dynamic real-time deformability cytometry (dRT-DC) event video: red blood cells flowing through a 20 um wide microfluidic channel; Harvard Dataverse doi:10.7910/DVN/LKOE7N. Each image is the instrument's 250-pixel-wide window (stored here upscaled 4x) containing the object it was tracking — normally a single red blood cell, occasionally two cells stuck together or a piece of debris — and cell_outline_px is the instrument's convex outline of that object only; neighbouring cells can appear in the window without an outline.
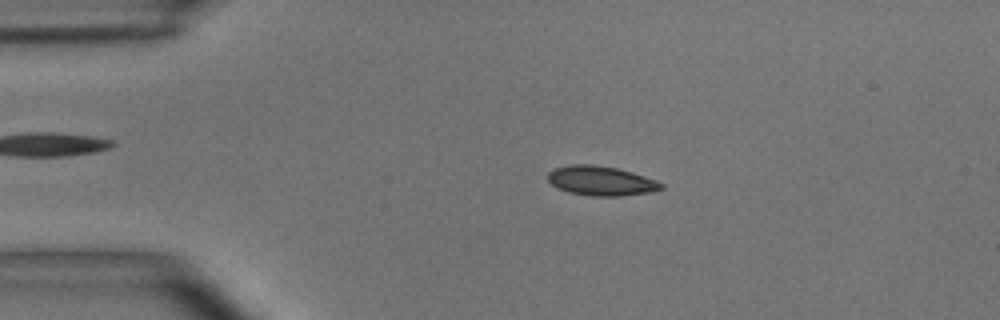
{"species": "common noctule bat (a hibernating species)", "species_latin": "Nyctalus noctula", "temperature_condition": "room temperature", "stored_images_in_passage": 54, "camera_frame_rate_fps": 3000, "um_per_image_px": 0.085, "animal": {"sex": "male", "body_mass_g": 15.6}, "frame": {"image": 1, "passage_image": 10, "time_ms": 3.0, "image_size_px": [1000, 320], "cell_outline_px": [[664, 188], [652, 192], [620, 196], [592, 196], [568, 192], [556, 188], [548, 180], [548, 172], [556, 168], [568, 164], [592, 164], [616, 168], [632, 172], [656, 180], [664, 184]], "centroid_in_image_um": [51.09, 15.37], "position_along_channel_um": 33.9, "area_um2": 19.59}}
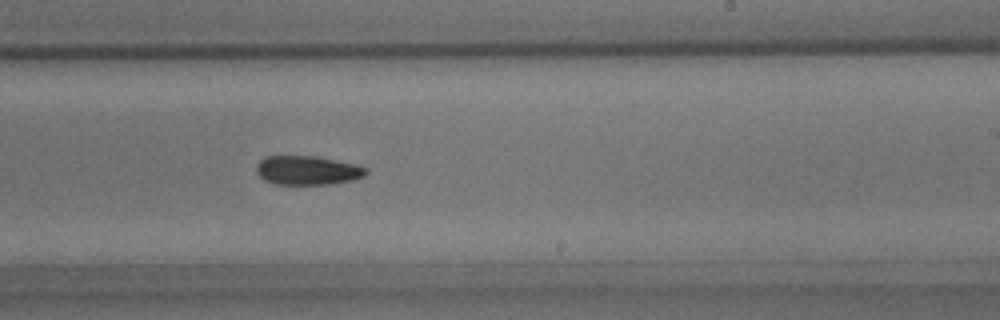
{"frame": {"image": 2, "passage_image": 32, "time_ms": 10.333, "image_size_px": [1000, 320], "cell_outline_px": [[368, 172], [364, 176], [352, 180], [328, 184], [272, 184], [264, 180], [256, 172], [256, 168], [260, 160], [268, 156], [316, 156], [352, 164], [368, 168]], "centroid_in_image_um": [26.11, 14.48], "position_along_channel_um": 262.9, "area_um2": 18.38}}
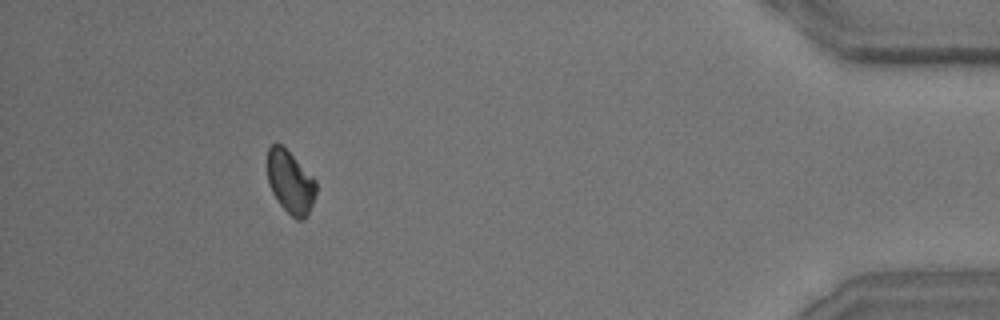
{"frame": {"image": 3, "passage_image": 49, "time_ms": 16.0, "image_size_px": [1000, 320], "cell_outline_px": [[316, 192], [312, 204], [304, 220], [296, 220], [280, 204], [272, 192], [268, 184], [268, 148], [272, 144], [280, 144], [316, 180]], "centroid_in_image_um": [24.68, 15.51], "position_along_channel_um": 410.5, "area_um2": 17.4}, "authors_computed_cell_mechanics": {"area_um2": 18.8428, "velocity_mm_per_s": 3.6311, "shape_relaxation_time_tau1_ms": 4.3035, "shape_relaxation_time_tau2_ms": null, "deformation_change_tau1": 0.0735, "deformation_change_tau2": null}}